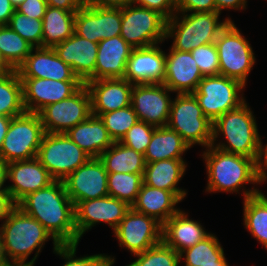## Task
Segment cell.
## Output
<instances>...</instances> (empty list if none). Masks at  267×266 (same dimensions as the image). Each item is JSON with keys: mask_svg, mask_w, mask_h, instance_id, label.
Returning a JSON list of instances; mask_svg holds the SVG:
<instances>
[{"mask_svg": "<svg viewBox=\"0 0 267 266\" xmlns=\"http://www.w3.org/2000/svg\"><path fill=\"white\" fill-rule=\"evenodd\" d=\"M16 206L35 218L60 244H77L74 204L63 181L29 193Z\"/></svg>", "mask_w": 267, "mask_h": 266, "instance_id": "cell-1", "label": "cell"}, {"mask_svg": "<svg viewBox=\"0 0 267 266\" xmlns=\"http://www.w3.org/2000/svg\"><path fill=\"white\" fill-rule=\"evenodd\" d=\"M0 230L3 237L4 250L12 266H34L45 241H48L51 237L54 248L60 245L35 218L26 214L17 206L12 209L8 217L3 221ZM34 250H37L35 256L31 261L26 262L28 256Z\"/></svg>", "mask_w": 267, "mask_h": 266, "instance_id": "cell-2", "label": "cell"}, {"mask_svg": "<svg viewBox=\"0 0 267 266\" xmlns=\"http://www.w3.org/2000/svg\"><path fill=\"white\" fill-rule=\"evenodd\" d=\"M220 133L224 134L228 144H214ZM212 134L211 145L215 148L252 158L260 164L263 144L255 117L246 102L217 118L213 122Z\"/></svg>", "mask_w": 267, "mask_h": 266, "instance_id": "cell-3", "label": "cell"}, {"mask_svg": "<svg viewBox=\"0 0 267 266\" xmlns=\"http://www.w3.org/2000/svg\"><path fill=\"white\" fill-rule=\"evenodd\" d=\"M204 151L208 192H237L241 185L262 183L259 164L252 158L221 151L210 145Z\"/></svg>", "mask_w": 267, "mask_h": 266, "instance_id": "cell-4", "label": "cell"}, {"mask_svg": "<svg viewBox=\"0 0 267 266\" xmlns=\"http://www.w3.org/2000/svg\"><path fill=\"white\" fill-rule=\"evenodd\" d=\"M181 14V18L175 14L166 23V38L174 37L171 47L177 51L190 52L199 46L215 43L219 33L233 22L229 18L219 22V12Z\"/></svg>", "mask_w": 267, "mask_h": 266, "instance_id": "cell-5", "label": "cell"}, {"mask_svg": "<svg viewBox=\"0 0 267 266\" xmlns=\"http://www.w3.org/2000/svg\"><path fill=\"white\" fill-rule=\"evenodd\" d=\"M171 102L167 127L176 131L191 146L212 144L213 123L203 114L193 94H177Z\"/></svg>", "mask_w": 267, "mask_h": 266, "instance_id": "cell-6", "label": "cell"}, {"mask_svg": "<svg viewBox=\"0 0 267 266\" xmlns=\"http://www.w3.org/2000/svg\"><path fill=\"white\" fill-rule=\"evenodd\" d=\"M44 134L38 113L24 112L13 117L2 144L0 157L6 163L37 157Z\"/></svg>", "mask_w": 267, "mask_h": 266, "instance_id": "cell-7", "label": "cell"}, {"mask_svg": "<svg viewBox=\"0 0 267 266\" xmlns=\"http://www.w3.org/2000/svg\"><path fill=\"white\" fill-rule=\"evenodd\" d=\"M220 65V75L237 80L243 85L255 63L248 40L234 22H229L215 41Z\"/></svg>", "mask_w": 267, "mask_h": 266, "instance_id": "cell-8", "label": "cell"}, {"mask_svg": "<svg viewBox=\"0 0 267 266\" xmlns=\"http://www.w3.org/2000/svg\"><path fill=\"white\" fill-rule=\"evenodd\" d=\"M244 87L239 81L223 75L204 76L192 94L203 114L213 123L221 115L246 102L243 94L239 95Z\"/></svg>", "mask_w": 267, "mask_h": 266, "instance_id": "cell-9", "label": "cell"}, {"mask_svg": "<svg viewBox=\"0 0 267 266\" xmlns=\"http://www.w3.org/2000/svg\"><path fill=\"white\" fill-rule=\"evenodd\" d=\"M37 158L55 181H63L90 156L66 133H45Z\"/></svg>", "mask_w": 267, "mask_h": 266, "instance_id": "cell-10", "label": "cell"}, {"mask_svg": "<svg viewBox=\"0 0 267 266\" xmlns=\"http://www.w3.org/2000/svg\"><path fill=\"white\" fill-rule=\"evenodd\" d=\"M129 4L121 8L120 36L133 48H144L166 39L167 20L158 12Z\"/></svg>", "mask_w": 267, "mask_h": 266, "instance_id": "cell-11", "label": "cell"}, {"mask_svg": "<svg viewBox=\"0 0 267 266\" xmlns=\"http://www.w3.org/2000/svg\"><path fill=\"white\" fill-rule=\"evenodd\" d=\"M38 114L45 133H66L92 115L90 92L84 84L71 97L47 105Z\"/></svg>", "mask_w": 267, "mask_h": 266, "instance_id": "cell-12", "label": "cell"}, {"mask_svg": "<svg viewBox=\"0 0 267 266\" xmlns=\"http://www.w3.org/2000/svg\"><path fill=\"white\" fill-rule=\"evenodd\" d=\"M114 233L119 245L136 255L162 241V224L154 217L130 208Z\"/></svg>", "mask_w": 267, "mask_h": 266, "instance_id": "cell-13", "label": "cell"}, {"mask_svg": "<svg viewBox=\"0 0 267 266\" xmlns=\"http://www.w3.org/2000/svg\"><path fill=\"white\" fill-rule=\"evenodd\" d=\"M108 173L98 157H90L64 180L66 193L74 206L81 201L108 196Z\"/></svg>", "mask_w": 267, "mask_h": 266, "instance_id": "cell-14", "label": "cell"}, {"mask_svg": "<svg viewBox=\"0 0 267 266\" xmlns=\"http://www.w3.org/2000/svg\"><path fill=\"white\" fill-rule=\"evenodd\" d=\"M74 33L95 43L120 35L121 8L98 7L87 3L75 14Z\"/></svg>", "mask_w": 267, "mask_h": 266, "instance_id": "cell-15", "label": "cell"}, {"mask_svg": "<svg viewBox=\"0 0 267 266\" xmlns=\"http://www.w3.org/2000/svg\"><path fill=\"white\" fill-rule=\"evenodd\" d=\"M130 208L126 202L109 195L78 202L74 206L77 244L83 234L99 222L109 224L114 231Z\"/></svg>", "mask_w": 267, "mask_h": 266, "instance_id": "cell-16", "label": "cell"}, {"mask_svg": "<svg viewBox=\"0 0 267 266\" xmlns=\"http://www.w3.org/2000/svg\"><path fill=\"white\" fill-rule=\"evenodd\" d=\"M172 92L164 84H134L131 92V106L138 120L155 127L167 126Z\"/></svg>", "mask_w": 267, "mask_h": 266, "instance_id": "cell-17", "label": "cell"}, {"mask_svg": "<svg viewBox=\"0 0 267 266\" xmlns=\"http://www.w3.org/2000/svg\"><path fill=\"white\" fill-rule=\"evenodd\" d=\"M26 112L39 113L47 105L67 99L83 85L82 81H56L41 78H20Z\"/></svg>", "mask_w": 267, "mask_h": 266, "instance_id": "cell-18", "label": "cell"}, {"mask_svg": "<svg viewBox=\"0 0 267 266\" xmlns=\"http://www.w3.org/2000/svg\"><path fill=\"white\" fill-rule=\"evenodd\" d=\"M6 179L13 182L6 186V191L15 204L29 193L43 189L55 181L37 157L7 163Z\"/></svg>", "mask_w": 267, "mask_h": 266, "instance_id": "cell-19", "label": "cell"}, {"mask_svg": "<svg viewBox=\"0 0 267 266\" xmlns=\"http://www.w3.org/2000/svg\"><path fill=\"white\" fill-rule=\"evenodd\" d=\"M166 54L158 44L133 48L126 63L124 79L134 84H163Z\"/></svg>", "mask_w": 267, "mask_h": 266, "instance_id": "cell-20", "label": "cell"}, {"mask_svg": "<svg viewBox=\"0 0 267 266\" xmlns=\"http://www.w3.org/2000/svg\"><path fill=\"white\" fill-rule=\"evenodd\" d=\"M16 71L20 78L81 81L74 74L72 68L60 59L55 50L50 47L33 48Z\"/></svg>", "mask_w": 267, "mask_h": 266, "instance_id": "cell-21", "label": "cell"}, {"mask_svg": "<svg viewBox=\"0 0 267 266\" xmlns=\"http://www.w3.org/2000/svg\"><path fill=\"white\" fill-rule=\"evenodd\" d=\"M53 49L84 84L95 80L98 43L73 33L62 43L55 45Z\"/></svg>", "mask_w": 267, "mask_h": 266, "instance_id": "cell-22", "label": "cell"}, {"mask_svg": "<svg viewBox=\"0 0 267 266\" xmlns=\"http://www.w3.org/2000/svg\"><path fill=\"white\" fill-rule=\"evenodd\" d=\"M85 85L91 95L93 115L100 117L103 113L131 105L133 84L124 78L92 80Z\"/></svg>", "mask_w": 267, "mask_h": 266, "instance_id": "cell-23", "label": "cell"}, {"mask_svg": "<svg viewBox=\"0 0 267 266\" xmlns=\"http://www.w3.org/2000/svg\"><path fill=\"white\" fill-rule=\"evenodd\" d=\"M202 75L191 52L170 48L166 54L163 84L177 94H192L198 87Z\"/></svg>", "mask_w": 267, "mask_h": 266, "instance_id": "cell-24", "label": "cell"}, {"mask_svg": "<svg viewBox=\"0 0 267 266\" xmlns=\"http://www.w3.org/2000/svg\"><path fill=\"white\" fill-rule=\"evenodd\" d=\"M132 50L133 47L120 35L100 41L96 58L95 80L124 78L126 63Z\"/></svg>", "mask_w": 267, "mask_h": 266, "instance_id": "cell-25", "label": "cell"}, {"mask_svg": "<svg viewBox=\"0 0 267 266\" xmlns=\"http://www.w3.org/2000/svg\"><path fill=\"white\" fill-rule=\"evenodd\" d=\"M179 210L162 225V241L179 254L210 235L202 225Z\"/></svg>", "mask_w": 267, "mask_h": 266, "instance_id": "cell-26", "label": "cell"}, {"mask_svg": "<svg viewBox=\"0 0 267 266\" xmlns=\"http://www.w3.org/2000/svg\"><path fill=\"white\" fill-rule=\"evenodd\" d=\"M66 134L90 157H99L114 143L103 120L93 114L87 120L70 128Z\"/></svg>", "mask_w": 267, "mask_h": 266, "instance_id": "cell-27", "label": "cell"}, {"mask_svg": "<svg viewBox=\"0 0 267 266\" xmlns=\"http://www.w3.org/2000/svg\"><path fill=\"white\" fill-rule=\"evenodd\" d=\"M184 159L160 160L146 163L143 175L144 184L154 188L171 191L180 201L187 192L177 187L186 170Z\"/></svg>", "mask_w": 267, "mask_h": 266, "instance_id": "cell-28", "label": "cell"}, {"mask_svg": "<svg viewBox=\"0 0 267 266\" xmlns=\"http://www.w3.org/2000/svg\"><path fill=\"white\" fill-rule=\"evenodd\" d=\"M180 200L168 190H162L142 184L135 203V211L154 217L162 225L180 209L175 205Z\"/></svg>", "mask_w": 267, "mask_h": 266, "instance_id": "cell-29", "label": "cell"}, {"mask_svg": "<svg viewBox=\"0 0 267 266\" xmlns=\"http://www.w3.org/2000/svg\"><path fill=\"white\" fill-rule=\"evenodd\" d=\"M190 147L183 138L167 126L156 127L144 154L146 163L160 160L183 159L182 154Z\"/></svg>", "mask_w": 267, "mask_h": 266, "instance_id": "cell-30", "label": "cell"}, {"mask_svg": "<svg viewBox=\"0 0 267 266\" xmlns=\"http://www.w3.org/2000/svg\"><path fill=\"white\" fill-rule=\"evenodd\" d=\"M243 193L245 228L267 249V197L255 188Z\"/></svg>", "mask_w": 267, "mask_h": 266, "instance_id": "cell-31", "label": "cell"}, {"mask_svg": "<svg viewBox=\"0 0 267 266\" xmlns=\"http://www.w3.org/2000/svg\"><path fill=\"white\" fill-rule=\"evenodd\" d=\"M107 173H144V154L114 142L99 157Z\"/></svg>", "mask_w": 267, "mask_h": 266, "instance_id": "cell-32", "label": "cell"}, {"mask_svg": "<svg viewBox=\"0 0 267 266\" xmlns=\"http://www.w3.org/2000/svg\"><path fill=\"white\" fill-rule=\"evenodd\" d=\"M76 12L48 6L42 19V47L53 48L74 33Z\"/></svg>", "mask_w": 267, "mask_h": 266, "instance_id": "cell-33", "label": "cell"}, {"mask_svg": "<svg viewBox=\"0 0 267 266\" xmlns=\"http://www.w3.org/2000/svg\"><path fill=\"white\" fill-rule=\"evenodd\" d=\"M26 112L22 81L16 70L0 74V116L16 117Z\"/></svg>", "mask_w": 267, "mask_h": 266, "instance_id": "cell-34", "label": "cell"}, {"mask_svg": "<svg viewBox=\"0 0 267 266\" xmlns=\"http://www.w3.org/2000/svg\"><path fill=\"white\" fill-rule=\"evenodd\" d=\"M33 48L8 25L0 26V57L11 70H17Z\"/></svg>", "mask_w": 267, "mask_h": 266, "instance_id": "cell-35", "label": "cell"}, {"mask_svg": "<svg viewBox=\"0 0 267 266\" xmlns=\"http://www.w3.org/2000/svg\"><path fill=\"white\" fill-rule=\"evenodd\" d=\"M143 175L144 173H108V195L131 207L144 183Z\"/></svg>", "mask_w": 267, "mask_h": 266, "instance_id": "cell-36", "label": "cell"}, {"mask_svg": "<svg viewBox=\"0 0 267 266\" xmlns=\"http://www.w3.org/2000/svg\"><path fill=\"white\" fill-rule=\"evenodd\" d=\"M182 257L185 259L186 266H202L203 264L220 261L224 257V251L217 237L210 234L193 247L182 251L180 260H182Z\"/></svg>", "mask_w": 267, "mask_h": 266, "instance_id": "cell-37", "label": "cell"}, {"mask_svg": "<svg viewBox=\"0 0 267 266\" xmlns=\"http://www.w3.org/2000/svg\"><path fill=\"white\" fill-rule=\"evenodd\" d=\"M100 118L114 142L121 141L127 131L138 121L131 105L123 109L103 113Z\"/></svg>", "mask_w": 267, "mask_h": 266, "instance_id": "cell-38", "label": "cell"}, {"mask_svg": "<svg viewBox=\"0 0 267 266\" xmlns=\"http://www.w3.org/2000/svg\"><path fill=\"white\" fill-rule=\"evenodd\" d=\"M134 256L138 259L126 266H179L180 263V254L163 241Z\"/></svg>", "mask_w": 267, "mask_h": 266, "instance_id": "cell-39", "label": "cell"}, {"mask_svg": "<svg viewBox=\"0 0 267 266\" xmlns=\"http://www.w3.org/2000/svg\"><path fill=\"white\" fill-rule=\"evenodd\" d=\"M8 26L34 48L42 47L43 28L41 19L27 17L15 10Z\"/></svg>", "mask_w": 267, "mask_h": 266, "instance_id": "cell-40", "label": "cell"}, {"mask_svg": "<svg viewBox=\"0 0 267 266\" xmlns=\"http://www.w3.org/2000/svg\"><path fill=\"white\" fill-rule=\"evenodd\" d=\"M78 244H64L54 248L57 255L66 260L63 266H112L115 258L104 254H96L91 256L76 257V248Z\"/></svg>", "mask_w": 267, "mask_h": 266, "instance_id": "cell-41", "label": "cell"}, {"mask_svg": "<svg viewBox=\"0 0 267 266\" xmlns=\"http://www.w3.org/2000/svg\"><path fill=\"white\" fill-rule=\"evenodd\" d=\"M190 52L203 76L220 75L218 50L215 43L199 46Z\"/></svg>", "mask_w": 267, "mask_h": 266, "instance_id": "cell-42", "label": "cell"}, {"mask_svg": "<svg viewBox=\"0 0 267 266\" xmlns=\"http://www.w3.org/2000/svg\"><path fill=\"white\" fill-rule=\"evenodd\" d=\"M155 129V126L138 120L120 142L137 152L145 154Z\"/></svg>", "mask_w": 267, "mask_h": 266, "instance_id": "cell-43", "label": "cell"}, {"mask_svg": "<svg viewBox=\"0 0 267 266\" xmlns=\"http://www.w3.org/2000/svg\"><path fill=\"white\" fill-rule=\"evenodd\" d=\"M132 4H138L140 7L156 11L167 21L177 13L175 0H132Z\"/></svg>", "mask_w": 267, "mask_h": 266, "instance_id": "cell-44", "label": "cell"}, {"mask_svg": "<svg viewBox=\"0 0 267 266\" xmlns=\"http://www.w3.org/2000/svg\"><path fill=\"white\" fill-rule=\"evenodd\" d=\"M176 12H216L215 0H175Z\"/></svg>", "mask_w": 267, "mask_h": 266, "instance_id": "cell-45", "label": "cell"}, {"mask_svg": "<svg viewBox=\"0 0 267 266\" xmlns=\"http://www.w3.org/2000/svg\"><path fill=\"white\" fill-rule=\"evenodd\" d=\"M48 5L46 0H24L16 11L30 18L43 19Z\"/></svg>", "mask_w": 267, "mask_h": 266, "instance_id": "cell-46", "label": "cell"}, {"mask_svg": "<svg viewBox=\"0 0 267 266\" xmlns=\"http://www.w3.org/2000/svg\"><path fill=\"white\" fill-rule=\"evenodd\" d=\"M48 6L56 7L66 11L77 12L88 0H46Z\"/></svg>", "mask_w": 267, "mask_h": 266, "instance_id": "cell-47", "label": "cell"}, {"mask_svg": "<svg viewBox=\"0 0 267 266\" xmlns=\"http://www.w3.org/2000/svg\"><path fill=\"white\" fill-rule=\"evenodd\" d=\"M16 204L6 190H0V220H5Z\"/></svg>", "mask_w": 267, "mask_h": 266, "instance_id": "cell-48", "label": "cell"}, {"mask_svg": "<svg viewBox=\"0 0 267 266\" xmlns=\"http://www.w3.org/2000/svg\"><path fill=\"white\" fill-rule=\"evenodd\" d=\"M15 10L10 0H0V26L9 24Z\"/></svg>", "mask_w": 267, "mask_h": 266, "instance_id": "cell-49", "label": "cell"}, {"mask_svg": "<svg viewBox=\"0 0 267 266\" xmlns=\"http://www.w3.org/2000/svg\"><path fill=\"white\" fill-rule=\"evenodd\" d=\"M216 3V12L221 13L223 9H245L246 8V0H215Z\"/></svg>", "mask_w": 267, "mask_h": 266, "instance_id": "cell-50", "label": "cell"}, {"mask_svg": "<svg viewBox=\"0 0 267 266\" xmlns=\"http://www.w3.org/2000/svg\"><path fill=\"white\" fill-rule=\"evenodd\" d=\"M93 6L106 8H124L132 3V0H88Z\"/></svg>", "mask_w": 267, "mask_h": 266, "instance_id": "cell-51", "label": "cell"}, {"mask_svg": "<svg viewBox=\"0 0 267 266\" xmlns=\"http://www.w3.org/2000/svg\"><path fill=\"white\" fill-rule=\"evenodd\" d=\"M11 119V117L0 116V152L6 133L8 132Z\"/></svg>", "mask_w": 267, "mask_h": 266, "instance_id": "cell-52", "label": "cell"}, {"mask_svg": "<svg viewBox=\"0 0 267 266\" xmlns=\"http://www.w3.org/2000/svg\"><path fill=\"white\" fill-rule=\"evenodd\" d=\"M264 159V160H263ZM260 174L263 182L267 180V144L262 146V158L259 164Z\"/></svg>", "mask_w": 267, "mask_h": 266, "instance_id": "cell-53", "label": "cell"}, {"mask_svg": "<svg viewBox=\"0 0 267 266\" xmlns=\"http://www.w3.org/2000/svg\"><path fill=\"white\" fill-rule=\"evenodd\" d=\"M7 163L0 157V190H6L4 183L6 182Z\"/></svg>", "mask_w": 267, "mask_h": 266, "instance_id": "cell-54", "label": "cell"}, {"mask_svg": "<svg viewBox=\"0 0 267 266\" xmlns=\"http://www.w3.org/2000/svg\"><path fill=\"white\" fill-rule=\"evenodd\" d=\"M0 266H12L11 263H9V260L7 259L4 250V243L1 230H0Z\"/></svg>", "mask_w": 267, "mask_h": 266, "instance_id": "cell-55", "label": "cell"}, {"mask_svg": "<svg viewBox=\"0 0 267 266\" xmlns=\"http://www.w3.org/2000/svg\"><path fill=\"white\" fill-rule=\"evenodd\" d=\"M202 266H229L226 262L225 256L220 261H215V263L203 264Z\"/></svg>", "mask_w": 267, "mask_h": 266, "instance_id": "cell-56", "label": "cell"}, {"mask_svg": "<svg viewBox=\"0 0 267 266\" xmlns=\"http://www.w3.org/2000/svg\"><path fill=\"white\" fill-rule=\"evenodd\" d=\"M11 69L3 62L0 57V74L10 71Z\"/></svg>", "mask_w": 267, "mask_h": 266, "instance_id": "cell-57", "label": "cell"}, {"mask_svg": "<svg viewBox=\"0 0 267 266\" xmlns=\"http://www.w3.org/2000/svg\"><path fill=\"white\" fill-rule=\"evenodd\" d=\"M12 5L16 8L18 5H20L24 0H10Z\"/></svg>", "mask_w": 267, "mask_h": 266, "instance_id": "cell-58", "label": "cell"}]
</instances>
